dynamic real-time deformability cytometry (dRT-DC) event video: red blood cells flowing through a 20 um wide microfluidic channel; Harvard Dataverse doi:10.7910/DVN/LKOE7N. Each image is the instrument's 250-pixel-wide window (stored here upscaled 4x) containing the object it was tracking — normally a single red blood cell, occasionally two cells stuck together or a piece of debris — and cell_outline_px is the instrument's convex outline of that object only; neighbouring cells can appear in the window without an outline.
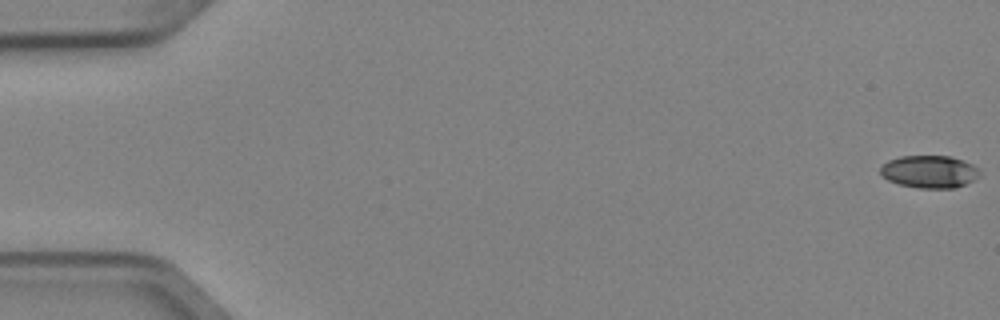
{"species": "Egyptian fruit bat (a non-hibernating species)", "species_latin": "Rousettus aegyptiacus", "temperature_condition": "cold", "stored_images_in_passage": 6, "camera_frame_rate_fps": 3000, "um_per_image_px": 0.085, "animal": {"sex": "female"}, "frame": {"image": 1, "passage_image": 1, "time_ms": 0.0, "image_size_px": [1000, 320], "cell_outline_px": [[980, 176], [956, 188], [920, 188], [900, 184], [888, 180], [880, 172], [880, 168], [888, 160], [900, 156], [948, 156], [972, 164], [980, 172]], "centroid_in_image_um": [78.99, 14.59], "position_along_channel_um": 6.0, "area_um2": 18.55}}
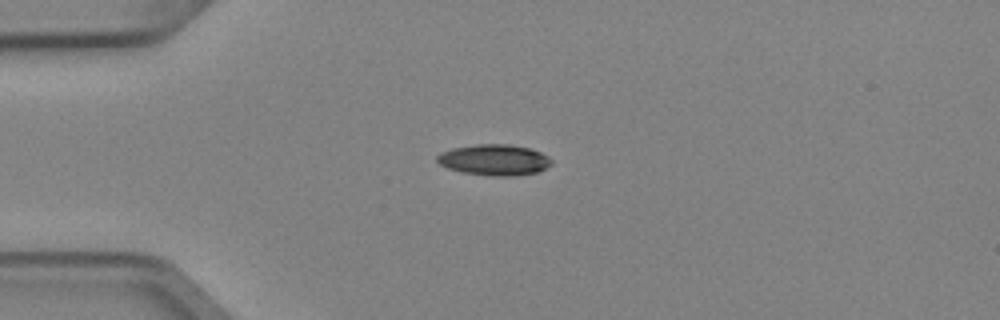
{"frame": {"image": 2, "passage_image": 5, "time_ms": 1.333, "image_size_px": [1000, 320], "cell_outline_px": [[552, 164], [536, 172], [516, 176], [488, 176], [460, 172], [448, 168], [440, 164], [436, 160], [436, 156], [440, 152], [452, 148], [476, 144], [508, 144], [528, 148], [540, 152], [548, 156], [552, 160]], "centroid_in_image_um": [41.98, 13.59], "position_along_channel_um": 43.0, "area_um2": 20.75}}